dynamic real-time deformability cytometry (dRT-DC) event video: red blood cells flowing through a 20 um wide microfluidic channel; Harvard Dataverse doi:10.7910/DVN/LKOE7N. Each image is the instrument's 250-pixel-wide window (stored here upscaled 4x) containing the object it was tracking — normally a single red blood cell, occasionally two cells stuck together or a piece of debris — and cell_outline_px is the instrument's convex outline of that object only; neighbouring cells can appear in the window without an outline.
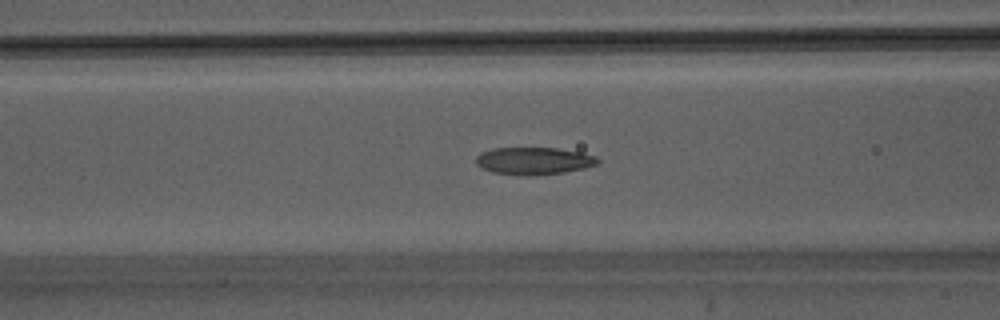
{"species": "Egyptian fruit bat (a non-hibernating species)", "species_latin": "Rousettus aegyptiacus", "temperature_condition": "warm", "stored_images_in_passage": 45, "camera_frame_rate_fps": 3000, "um_per_image_px": 0.085, "animal": {"sex": "male"}, "frame": {"image": 1, "passage_image": 18, "time_ms": 5.667, "image_size_px": [1000, 320], "cell_outline_px": [[600, 160], [596, 164], [584, 168], [564, 172], [524, 176], [520, 176], [492, 172], [476, 164], [476, 156], [480, 152], [492, 148], [556, 148], [580, 152], [596, 156]], "centroid_in_image_um": [45.34, 13.67], "position_along_channel_um": 121.3, "area_um2": 19.36}}
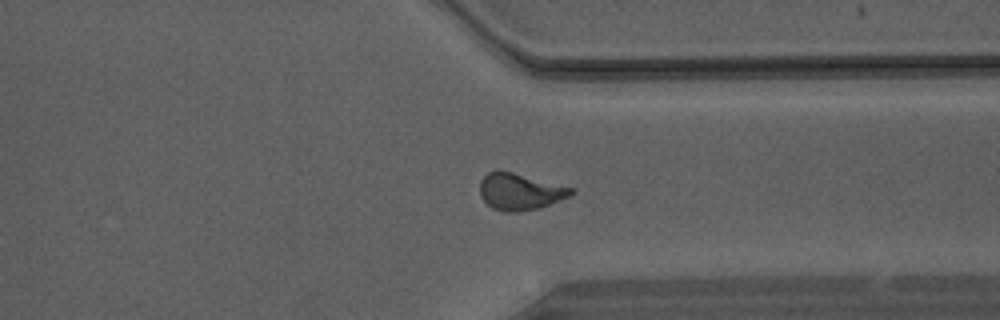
{"frame": {"image": 2, "passage_image": 34, "time_ms": 11.0, "image_size_px": [1000, 320], "cell_outline_px": [[576, 192], [568, 196], [540, 208], [516, 212], [504, 212], [492, 208], [480, 196], [480, 180], [488, 172], [496, 168], [500, 168], [576, 188]], "centroid_in_image_um": [44.19, 16.25], "position_along_channel_um": 367.2, "area_um2": 20.0}}
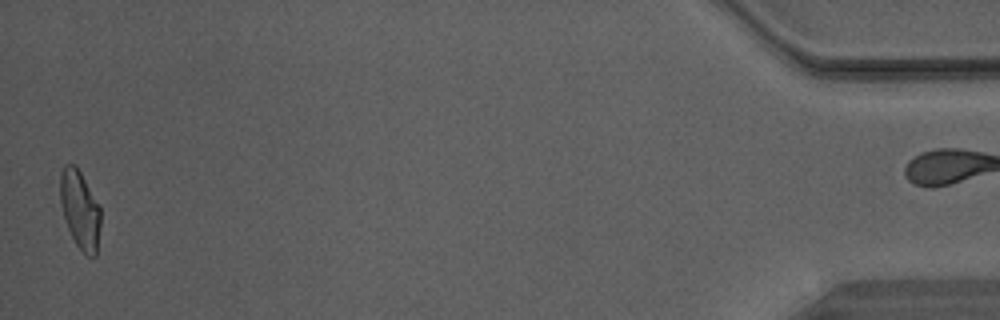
{"frame": {"image": 3, "passage_image": 44, "time_ms": 14.333, "image_size_px": [1000, 320], "cell_outline_px": [[100, 224], [96, 256], [88, 256], [76, 244], [68, 228], [60, 204], [60, 172], [64, 164], [76, 164], [100, 208]], "centroid_in_image_um": [6.78, 17.79], "position_along_channel_um": 428.4, "area_um2": 18.21}}